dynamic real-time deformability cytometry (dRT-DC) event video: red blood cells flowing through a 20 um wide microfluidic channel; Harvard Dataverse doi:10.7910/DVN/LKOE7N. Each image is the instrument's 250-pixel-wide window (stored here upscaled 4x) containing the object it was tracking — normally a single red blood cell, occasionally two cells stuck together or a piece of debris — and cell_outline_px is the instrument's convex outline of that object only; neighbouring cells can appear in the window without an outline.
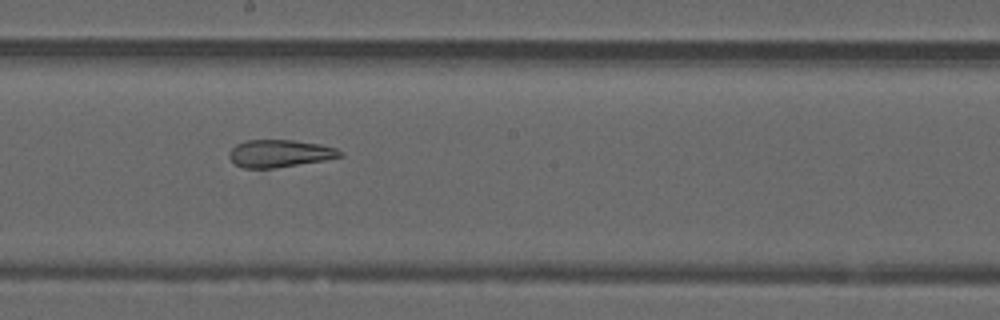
{"species": "common noctule bat (a hibernating species)", "species_latin": "Nyctalus noctula", "temperature_condition": "warm", "stored_images_in_passage": 53, "camera_frame_rate_fps": 3000, "um_per_image_px": 0.085, "animal": {"sex": "male", "forearm_length_mm": 52.5}, "frame": {"image": 1, "passage_image": 36, "time_ms": 11.667, "image_size_px": [1000, 320], "cell_outline_px": [[344, 156], [324, 160], [276, 168], [244, 168], [236, 164], [228, 156], [228, 152], [236, 144], [248, 140], [292, 140], [320, 144], [336, 148], [344, 152]], "centroid_in_image_um": [23.79, 13.04], "position_along_channel_um": 224.4, "area_um2": 17.74}}
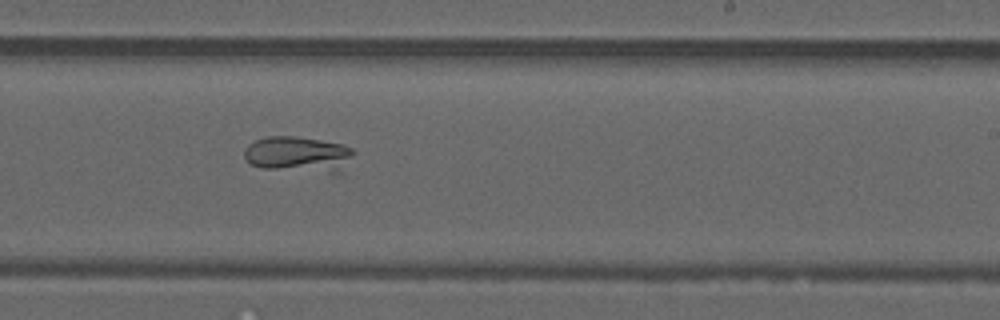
{"frame": {"image": 2, "passage_image": 39, "time_ms": 12.667, "image_size_px": [1000, 320], "cell_outline_px": [[356, 152], [340, 172], [336, 176], [260, 168], [252, 164], [244, 156], [244, 148], [248, 144], [256, 140], [268, 136], [296, 136], [344, 144], [352, 148]], "centroid_in_image_um": [25.41, 13.17], "position_along_channel_um": 263.6, "area_um2": 23.81}}